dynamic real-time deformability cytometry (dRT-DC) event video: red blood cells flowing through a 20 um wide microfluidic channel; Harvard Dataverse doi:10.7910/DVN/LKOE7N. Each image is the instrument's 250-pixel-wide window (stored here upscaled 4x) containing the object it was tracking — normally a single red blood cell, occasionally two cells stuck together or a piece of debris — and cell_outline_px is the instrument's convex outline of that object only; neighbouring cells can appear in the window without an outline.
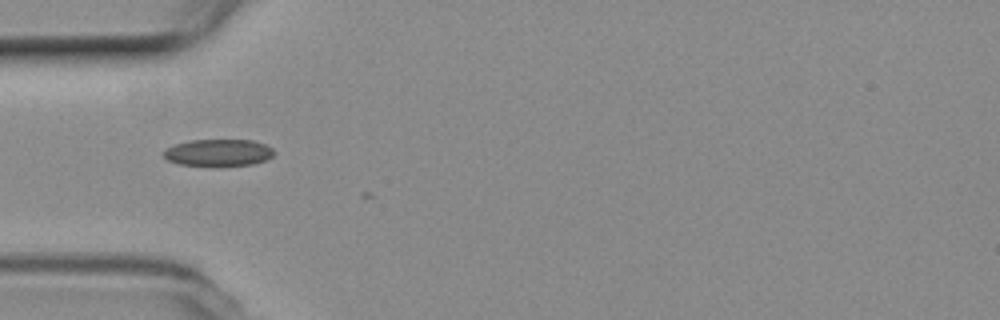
{"species": "common noctule bat (a hibernating species)", "species_latin": "Nyctalus noctula", "temperature_condition": "room temperature", "stored_images_in_passage": 8, "camera_frame_rate_fps": 3000, "um_per_image_px": 0.085, "animal": {"sex": "female", "body_mass_g": 19.3, "forearm_length_mm": 54.1}, "frame": {"image": 1, "passage_image": 2, "time_ms": 0.333, "image_size_px": [1000, 320], "cell_outline_px": [[276, 152], [272, 156], [264, 160], [252, 164], [220, 168], [212, 168], [180, 164], [168, 160], [164, 156], [164, 152], [168, 148], [176, 144], [188, 140], [252, 140], [264, 144], [272, 148]], "centroid_in_image_um": [18.57, 13.01], "position_along_channel_um": 66.4, "area_um2": 17.8}}
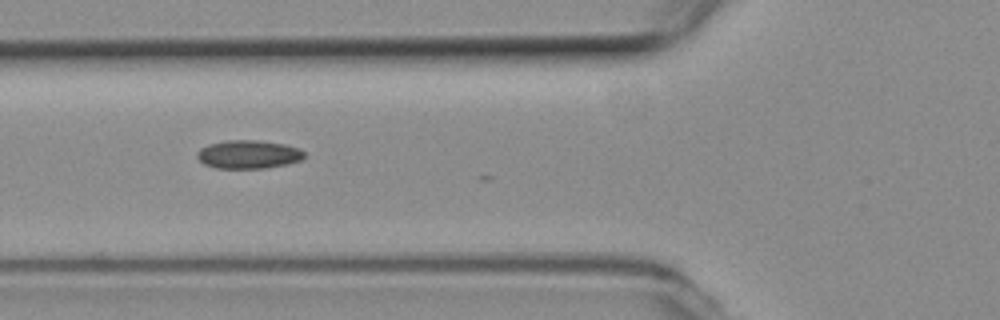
{"frame": {"image": 2, "passage_image": 5, "time_ms": 1.333, "image_size_px": [1000, 320], "cell_outline_px": [[304, 160], [288, 164], [264, 168], [216, 168], [204, 164], [196, 156], [196, 152], [200, 148], [208, 144], [228, 140], [256, 140], [284, 144], [300, 148], [304, 152]], "centroid_in_image_um": [21.13, 13.12], "position_along_channel_um": 104.7, "area_um2": 17.86}}